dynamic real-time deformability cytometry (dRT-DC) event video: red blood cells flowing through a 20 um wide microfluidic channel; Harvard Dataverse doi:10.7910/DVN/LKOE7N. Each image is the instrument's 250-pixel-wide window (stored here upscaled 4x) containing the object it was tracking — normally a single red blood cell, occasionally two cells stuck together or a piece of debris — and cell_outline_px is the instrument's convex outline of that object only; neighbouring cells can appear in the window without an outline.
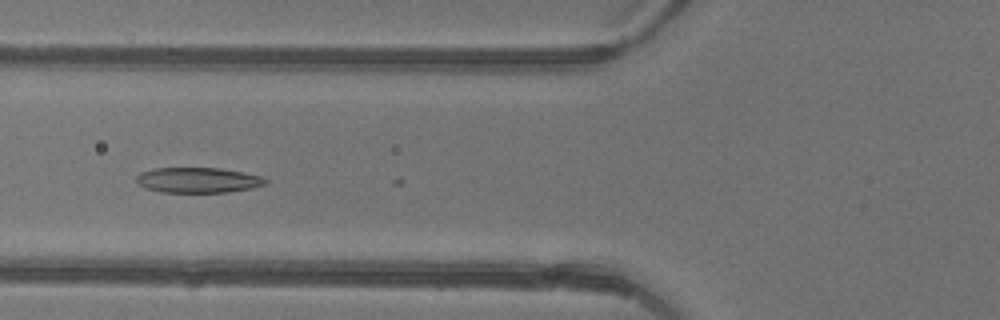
{"species": "common noctule bat (a hibernating species)", "species_latin": "Nyctalus noctula", "temperature_condition": "warm", "stored_images_in_passage": 18, "camera_frame_rate_fps": 3000, "um_per_image_px": 0.085, "animal": {"sex": "female"}, "frame": {"image": 1, "passage_image": 17, "time_ms": 5.333, "image_size_px": [1000, 320], "cell_outline_px": [[268, 180], [264, 184], [252, 188], [228, 192], [160, 192], [144, 188], [136, 180], [136, 176], [140, 172], [152, 168], [220, 168], [244, 172], [264, 176]], "centroid_in_image_um": [16.83, 15.3], "position_along_channel_um": 109.0, "area_um2": 19.19}}